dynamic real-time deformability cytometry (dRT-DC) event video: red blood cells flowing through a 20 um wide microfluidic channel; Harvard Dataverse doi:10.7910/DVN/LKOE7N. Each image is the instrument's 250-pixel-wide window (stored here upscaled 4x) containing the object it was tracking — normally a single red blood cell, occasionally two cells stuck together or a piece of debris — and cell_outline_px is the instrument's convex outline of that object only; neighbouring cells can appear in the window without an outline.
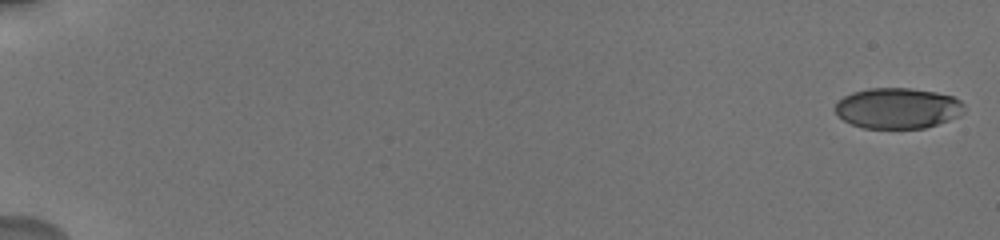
{"species": "human", "species_latin": "Homo sapiens", "temperature_condition": "cold", "stored_images_in_passage": 9, "camera_frame_rate_fps": 3000, "um_per_image_px": 0.085, "donor": {"sex": "male"}, "frame": {"image": 1, "passage_image": 1, "time_ms": 0.0, "image_size_px": [1000, 240], "cell_outline_px": [[964, 112], [960, 116], [924, 128], [864, 128], [852, 124], [844, 120], [832, 108], [836, 100], [852, 92], [868, 88], [908, 88], [936, 92], [952, 96], [960, 100], [964, 104]], "centroid_in_image_um": [76.28, 9.19], "position_along_channel_um": 8.7, "area_um2": 30.75}}
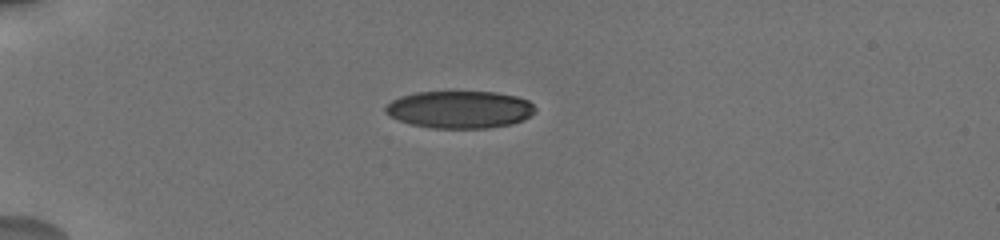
{"frame": {"image": 2, "passage_image": 6, "time_ms": 5.333, "image_size_px": [1000, 240], "cell_outline_px": [[536, 112], [524, 120], [512, 124], [488, 128], [432, 128], [412, 124], [400, 120], [384, 112], [384, 108], [392, 100], [400, 96], [416, 92], [496, 92], [516, 96], [528, 100], [536, 108]], "centroid_in_image_um": [39.11, 9.31], "position_along_channel_um": 45.9, "area_um2": 32.66}}
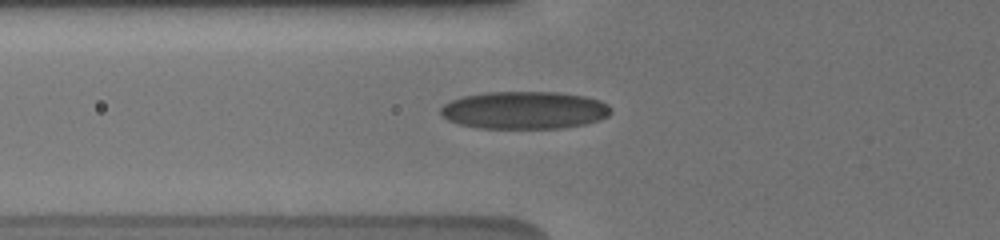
{"frame": {"image": 3, "passage_image": 8, "time_ms": 7.333, "image_size_px": [1000, 240], "cell_outline_px": [[612, 112], [608, 116], [600, 120], [584, 124], [564, 128], [480, 128], [460, 124], [448, 120], [440, 116], [440, 108], [444, 104], [452, 100], [464, 96], [484, 92], [556, 92], [584, 96], [600, 100], [608, 104]], "centroid_in_image_um": [44.58, 9.36], "position_along_channel_um": 81.2, "area_um2": 37.45}}